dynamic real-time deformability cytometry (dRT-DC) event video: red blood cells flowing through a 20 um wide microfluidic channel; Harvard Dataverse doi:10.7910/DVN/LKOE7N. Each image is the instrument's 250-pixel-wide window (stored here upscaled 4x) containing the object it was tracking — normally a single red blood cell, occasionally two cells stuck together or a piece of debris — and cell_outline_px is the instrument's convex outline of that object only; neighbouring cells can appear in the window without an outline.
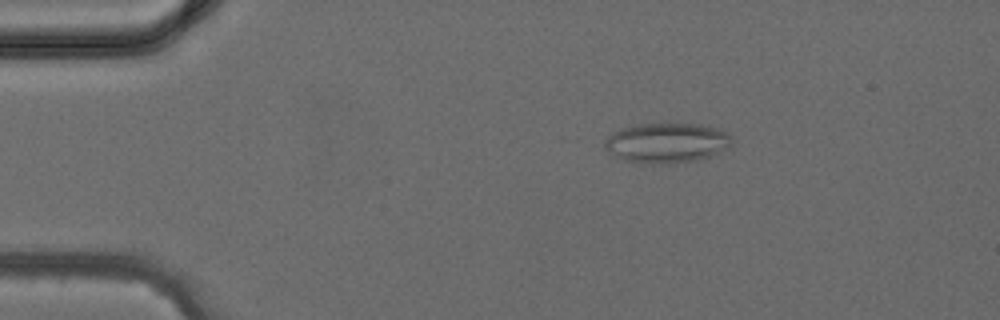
{"species": "common noctule bat (a hibernating species)", "species_latin": "Nyctalus noctula", "temperature_condition": "cold", "stored_images_in_passage": 13, "camera_frame_rate_fps": 3000, "um_per_image_px": 0.085, "animal": {"sex": "female", "body_mass_g": 24.6, "forearm_length_mm": 56.2}, "frame": {"image": 1, "passage_image": 7, "time_ms": 2.0, "image_size_px": [1000, 320], "cell_outline_px": [[732, 144], [728, 148], [708, 156], [692, 160], [664, 164], [628, 160], [604, 148], [604, 140], [612, 132], [620, 128], [636, 124], [700, 124], [720, 128], [728, 132], [732, 136]], "centroid_in_image_um": [56.72, 12.1], "position_along_channel_um": 28.3, "area_um2": 29.19}}
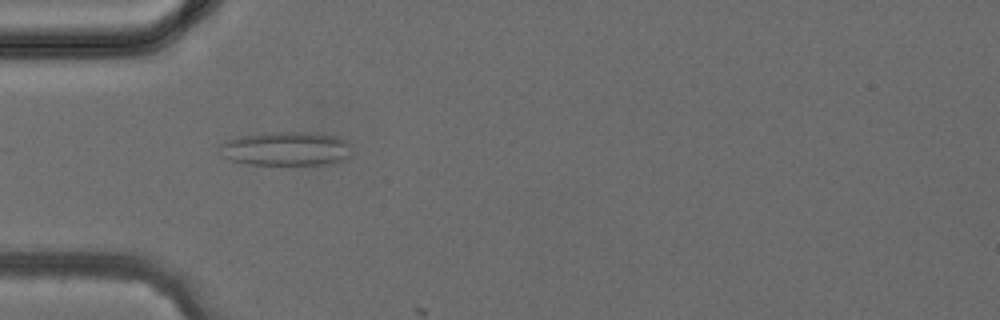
{"frame": {"image": 2, "passage_image": 12, "time_ms": 3.667, "image_size_px": [1000, 320], "cell_outline_px": [[352, 152], [344, 160], [332, 164], [248, 164], [232, 160], [220, 156], [220, 144], [224, 140], [240, 136], [268, 132], [316, 132], [336, 136], [348, 140], [352, 144]], "centroid_in_image_um": [24.36, 12.62], "position_along_channel_um": 60.6, "area_um2": 26.65}}